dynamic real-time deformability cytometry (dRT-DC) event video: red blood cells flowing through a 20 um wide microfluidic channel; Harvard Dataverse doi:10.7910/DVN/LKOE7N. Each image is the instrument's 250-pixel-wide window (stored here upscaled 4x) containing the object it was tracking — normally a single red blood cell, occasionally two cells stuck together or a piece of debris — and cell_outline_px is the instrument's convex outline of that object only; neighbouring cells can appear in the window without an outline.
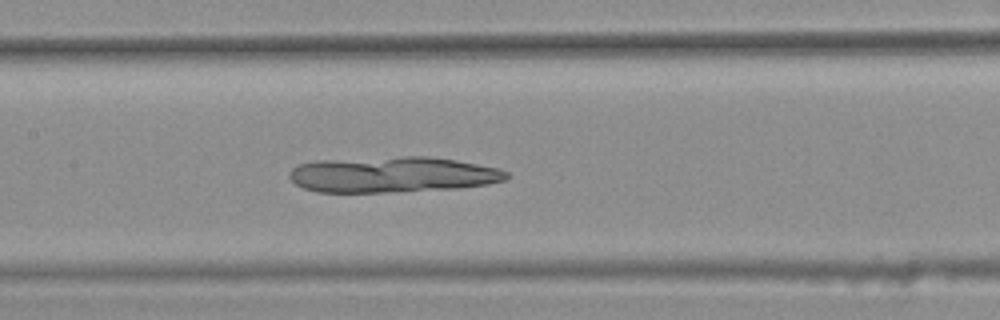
{"species": "common noctule bat (a hibernating species)", "species_latin": "Nyctalus noctula", "temperature_condition": "warm", "stored_images_in_passage": 44, "camera_frame_rate_fps": 3000, "um_per_image_px": 0.085, "animal": {"sex": "female", "body_mass_g": 25.1}, "frame": {"image": 1, "passage_image": 25, "time_ms": 8.0, "image_size_px": [1000, 320], "cell_outline_px": [[508, 176], [504, 180], [488, 184], [460, 188], [384, 192], [316, 192], [304, 188], [296, 184], [288, 176], [288, 172], [292, 168], [300, 164], [316, 160], [404, 156], [428, 156], [456, 160], [496, 168], [508, 172]], "centroid_in_image_um": [33.32, 14.83], "position_along_channel_um": 174.1, "area_um2": 45.26}}
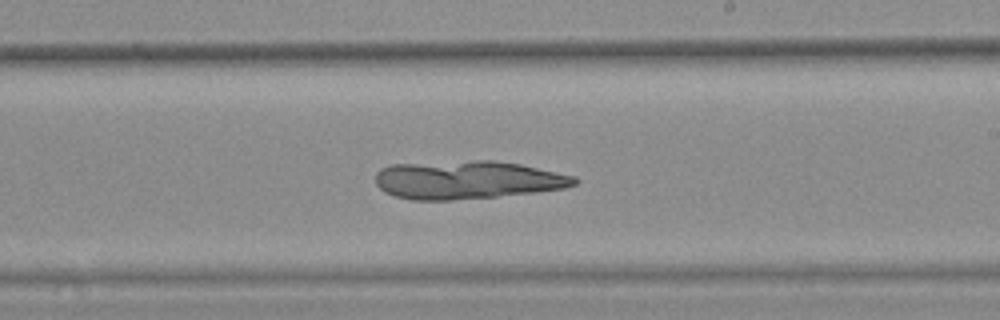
{"frame": {"image": 2, "passage_image": 31, "time_ms": 10.0, "image_size_px": [1000, 320], "cell_outline_px": [[580, 180], [576, 184], [564, 188], [536, 192], [496, 196], [452, 200], [412, 200], [396, 196], [384, 192], [376, 184], [376, 172], [380, 168], [392, 164], [476, 160], [492, 160], [520, 164], [576, 176]], "centroid_in_image_um": [39.72, 15.28], "position_along_channel_um": 249.3, "area_um2": 44.39}}
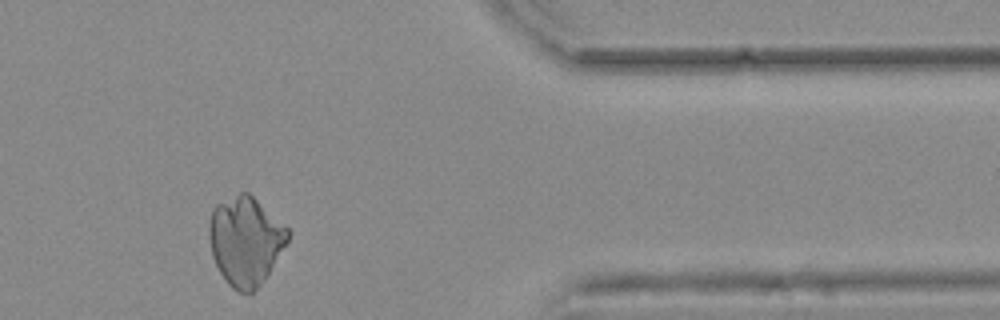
{"frame": {"image": 3, "passage_image": 44, "time_ms": 14.333, "image_size_px": [1000, 320], "cell_outline_px": [[292, 232], [288, 240], [264, 280], [252, 292], [240, 292], [232, 288], [228, 284], [220, 272], [212, 256], [208, 232], [208, 224], [212, 208], [216, 204], [240, 192], [248, 192], [288, 228]], "centroid_in_image_um": [20.85, 20.45], "position_along_channel_um": 390.6, "area_um2": 40.46}}